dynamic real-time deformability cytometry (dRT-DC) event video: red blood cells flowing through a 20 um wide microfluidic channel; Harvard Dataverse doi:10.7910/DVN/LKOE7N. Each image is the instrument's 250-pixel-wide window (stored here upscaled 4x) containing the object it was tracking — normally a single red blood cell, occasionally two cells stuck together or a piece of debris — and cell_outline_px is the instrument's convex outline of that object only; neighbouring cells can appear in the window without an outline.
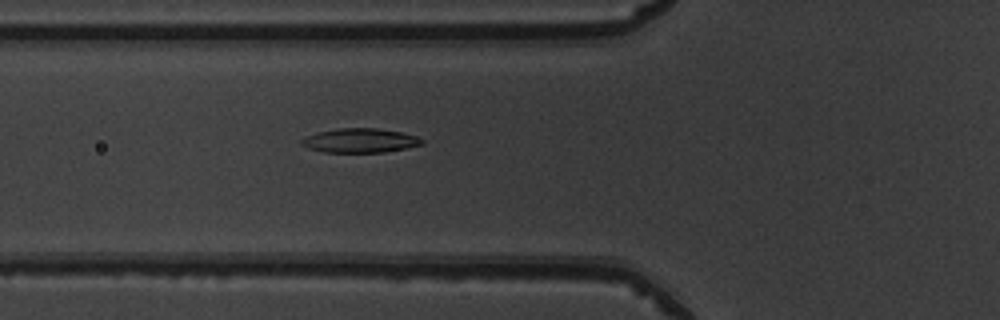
{"species": "common noctule bat (a hibernating species)", "species_latin": "Nyctalus noctula", "temperature_condition": "warm", "stored_images_in_passage": 37, "camera_frame_rate_fps": 3000, "um_per_image_px": 0.085, "animal": {"sex": "male", "body_mass_g": 19.5, "forearm_length_mm": 54.6}, "frame": {"image": 1, "passage_image": 5, "time_ms": 1.333, "image_size_px": [1000, 320], "cell_outline_px": [[424, 144], [384, 152], [324, 152], [308, 148], [300, 144], [300, 140], [316, 132], [336, 128], [376, 128], [400, 132], [416, 136], [424, 140]], "centroid_in_image_um": [30.58, 11.94], "position_along_channel_um": 95.2, "area_um2": 16.94}}
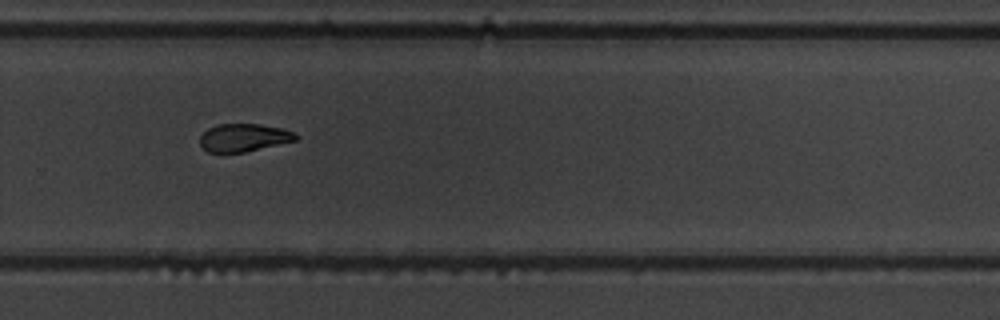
{"frame": {"image": 2, "passage_image": 21, "time_ms": 6.667, "image_size_px": [1000, 320], "cell_outline_px": [[296, 140], [244, 152], [208, 152], [200, 144], [200, 136], [208, 128], [216, 124], [260, 124], [284, 128], [292, 132], [296, 136]], "centroid_in_image_um": [20.69, 11.68], "position_along_channel_um": 309.1, "area_um2": 15.37}}
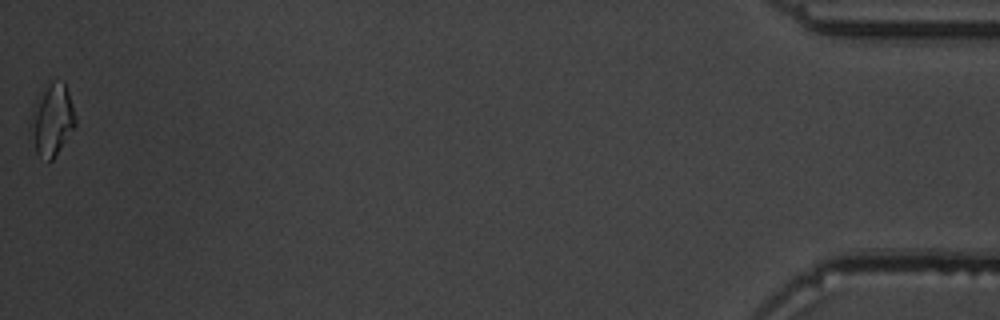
{"frame": {"image": 3, "passage_image": 37, "time_ms": 12.0, "image_size_px": [1000, 320], "cell_outline_px": [[76, 124], [52, 160], [48, 160], [36, 152], [28, 132], [28, 120], [32, 108], [48, 76], [64, 80], [68, 92], [76, 120]], "centroid_in_image_um": [4.36, 10.06], "position_along_channel_um": 430.8, "area_um2": 19.42}, "authors_computed_cell_mechanics": {"area_um2": 16.762, "velocity_mm_per_s": 4.0162, "shape_relaxation_time_tau1_ms": 6.9024, "shape_relaxation_time_tau2_ms": 9.7671, "deformation_change_tau1": 0.1995, "deformation_change_tau2": 0.1677}}